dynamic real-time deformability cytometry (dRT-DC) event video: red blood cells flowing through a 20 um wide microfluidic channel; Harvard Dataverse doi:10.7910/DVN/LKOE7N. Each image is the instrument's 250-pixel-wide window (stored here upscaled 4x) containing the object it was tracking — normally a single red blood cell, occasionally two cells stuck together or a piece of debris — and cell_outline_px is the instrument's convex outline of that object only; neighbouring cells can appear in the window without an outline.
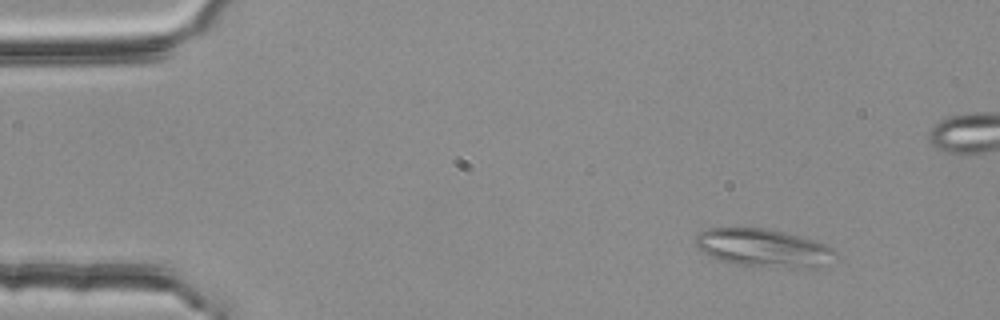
{"species": "common noctule bat (a hibernating species)", "species_latin": "Nyctalus noctula", "temperature_condition": "room temperature", "stored_images_in_passage": 49, "segment_of_instrument_passage": [1, 2], "camera_frame_rate_fps": 3000, "um_per_image_px": 0.085, "animal": {"sex": "female", "body_mass_g": 25.1}, "frame": {"image": 1, "passage_image": 1, "time_ms": 0.0, "image_size_px": [1000, 320], "cell_outline_px": [[840, 256], [816, 268], [804, 268], [732, 264], [708, 256], [696, 244], [696, 236], [700, 232], [708, 228], [768, 228], [784, 232], [812, 240], [824, 244], [840, 252]], "centroid_in_image_um": [64.93, 21.08], "position_along_channel_um": 20.1, "area_um2": 30.92}}